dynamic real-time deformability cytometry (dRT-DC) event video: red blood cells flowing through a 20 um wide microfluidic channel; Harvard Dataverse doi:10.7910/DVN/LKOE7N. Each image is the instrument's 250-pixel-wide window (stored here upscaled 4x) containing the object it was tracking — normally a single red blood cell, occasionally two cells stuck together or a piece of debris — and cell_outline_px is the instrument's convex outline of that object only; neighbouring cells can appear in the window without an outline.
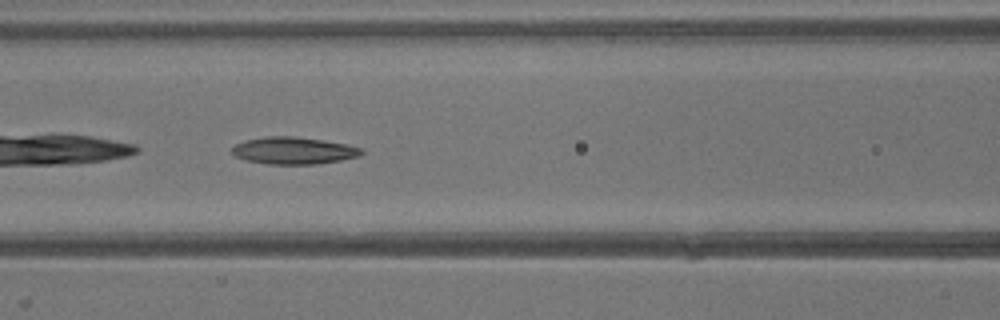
{"species": "common noctule bat (a hibernating species)", "species_latin": "Nyctalus noctula", "temperature_condition": "warm", "stored_images_in_passage": 35, "camera_frame_rate_fps": 3000, "um_per_image_px": 0.085, "animal": {"sex": "male", "body_mass_g": 13.3}, "frame": {"image": 1, "passage_image": 17, "time_ms": 5.333, "image_size_px": [1000, 320], "cell_outline_px": [[364, 152], [360, 156], [340, 160], [316, 164], [268, 164], [248, 160], [236, 156], [232, 152], [232, 148], [236, 144], [244, 140], [264, 136], [296, 136], [324, 140], [364, 148]], "centroid_in_image_um": [24.98, 12.79], "position_along_channel_um": 141.6, "area_um2": 20.46}}
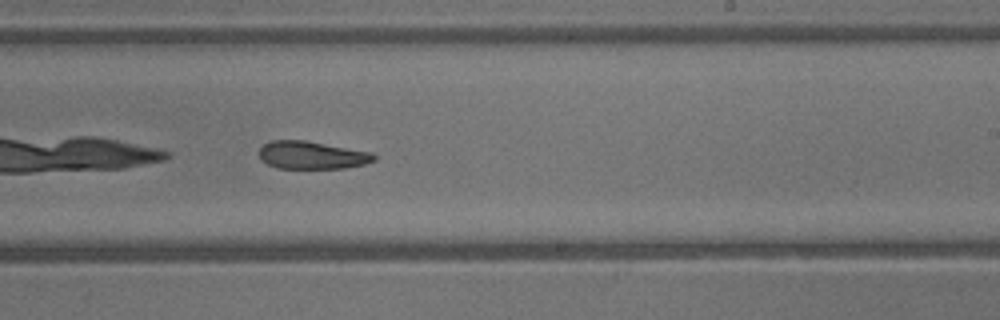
{"frame": {"image": 2, "passage_image": 24, "time_ms": 7.667, "image_size_px": [1000, 320], "cell_outline_px": [[376, 160], [364, 164], [344, 168], [276, 168], [268, 164], [260, 156], [260, 148], [264, 144], [272, 140], [304, 140], [372, 152], [376, 156]], "centroid_in_image_um": [26.53, 13.18], "position_along_channel_um": 262.5, "area_um2": 18.44}}
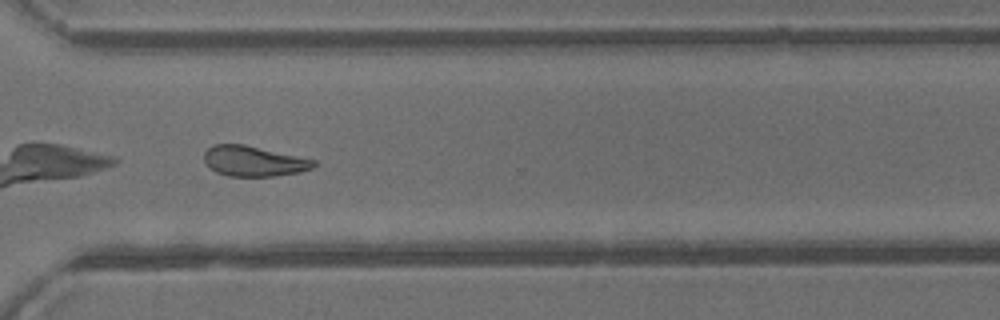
{"frame": {"image": 3, "passage_image": 29, "time_ms": 9.333, "image_size_px": [1000, 320], "cell_outline_px": [[316, 164], [312, 168], [300, 172], [276, 176], [228, 176], [216, 172], [204, 160], [204, 152], [212, 144], [244, 144], [316, 160]], "centroid_in_image_um": [21.57, 13.69], "position_along_channel_um": 349.0, "area_um2": 19.31}}